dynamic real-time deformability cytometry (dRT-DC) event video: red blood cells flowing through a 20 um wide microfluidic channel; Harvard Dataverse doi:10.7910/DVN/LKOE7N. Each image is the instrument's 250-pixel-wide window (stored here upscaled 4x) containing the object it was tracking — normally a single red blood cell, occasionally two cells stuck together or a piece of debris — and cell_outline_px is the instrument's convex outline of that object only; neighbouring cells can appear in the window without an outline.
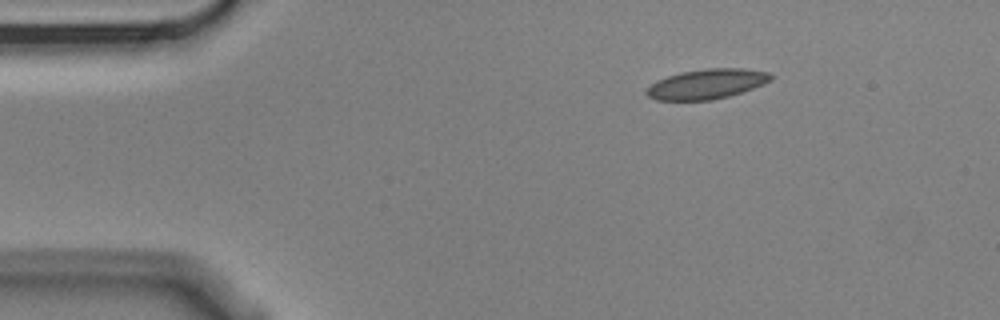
{"species": "Egyptian fruit bat (a non-hibernating species)", "species_latin": "Rousettus aegyptiacus", "temperature_condition": "cold", "stored_images_in_passage": 3, "camera_frame_rate_fps": 3000, "um_per_image_px": 0.085, "animal": {"sex": "male"}, "frame": {"image": 1, "passage_image": 1, "time_ms": 0.0, "image_size_px": [1000, 320], "cell_outline_px": [[776, 76], [772, 80], [764, 84], [728, 96], [712, 100], [656, 100], [648, 96], [644, 92], [656, 80], [680, 72], [708, 68], [744, 68], [768, 72]], "centroid_in_image_um": [60.1, 7.13], "position_along_channel_um": 24.9, "area_um2": 21.68}}